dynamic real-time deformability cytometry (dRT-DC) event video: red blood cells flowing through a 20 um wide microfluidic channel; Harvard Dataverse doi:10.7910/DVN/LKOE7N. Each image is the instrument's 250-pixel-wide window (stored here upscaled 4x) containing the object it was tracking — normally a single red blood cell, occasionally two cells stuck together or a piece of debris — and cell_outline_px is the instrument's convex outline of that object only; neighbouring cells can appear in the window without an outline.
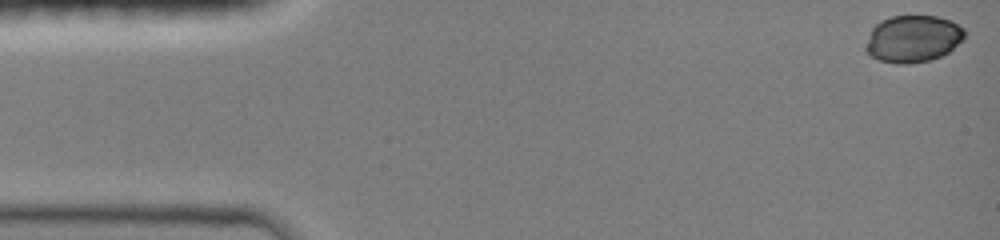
{"species": "common noctule bat (a hibernating species)", "species_latin": "Nyctalus noctula", "temperature_condition": "room temperature", "stored_images_in_passage": 34, "camera_frame_rate_fps": 3000, "um_per_image_px": 0.085, "animal": {"sex": "female", "body_mass_g": 19.0, "forearm_length_mm": 51.5}, "frame": {"image": 1, "passage_image": 1, "time_ms": 0.0, "image_size_px": [1000, 240], "cell_outline_px": [[964, 36], [948, 52], [932, 60], [908, 64], [896, 64], [880, 60], [872, 56], [864, 48], [872, 28], [880, 20], [892, 16], [936, 16], [948, 20], [964, 28]], "centroid_in_image_um": [77.57, 3.3], "position_along_channel_um": 7.4, "area_um2": 26.82}}
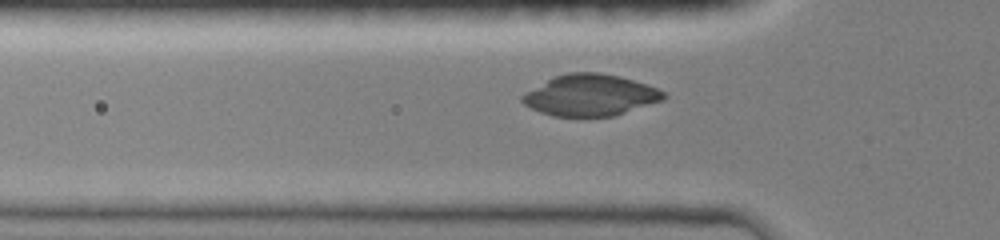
{"frame": {"image": 2, "passage_image": 15, "time_ms": 4.667, "image_size_px": [1000, 240], "cell_outline_px": [[668, 96], [664, 100], [612, 116], [552, 116], [540, 112], [524, 104], [520, 100], [520, 96], [524, 92], [552, 76], [568, 72], [600, 72], [620, 76], [656, 88], [664, 92]], "centroid_in_image_um": [50.13, 8.08], "position_along_channel_um": 75.7, "area_um2": 34.16}}
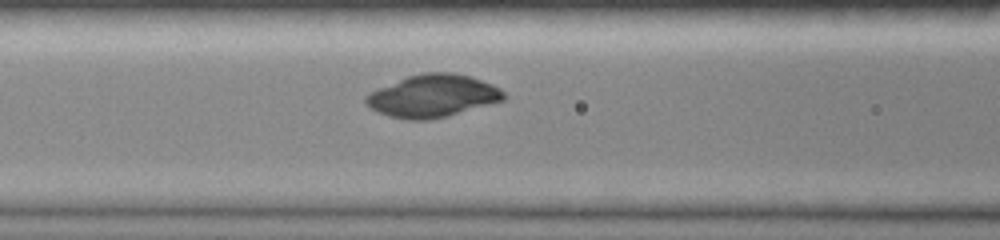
{"frame": {"image": 3, "passage_image": 19, "time_ms": 6.0, "image_size_px": [1000, 240], "cell_outline_px": [[508, 96], [504, 100], [448, 116], [428, 120], [404, 120], [388, 116], [376, 112], [364, 100], [364, 96], [380, 88], [408, 76], [424, 72], [452, 72], [468, 76], [492, 84], [500, 88]], "centroid_in_image_um": [36.8, 8.17], "position_along_channel_um": 129.8, "area_um2": 34.04}}